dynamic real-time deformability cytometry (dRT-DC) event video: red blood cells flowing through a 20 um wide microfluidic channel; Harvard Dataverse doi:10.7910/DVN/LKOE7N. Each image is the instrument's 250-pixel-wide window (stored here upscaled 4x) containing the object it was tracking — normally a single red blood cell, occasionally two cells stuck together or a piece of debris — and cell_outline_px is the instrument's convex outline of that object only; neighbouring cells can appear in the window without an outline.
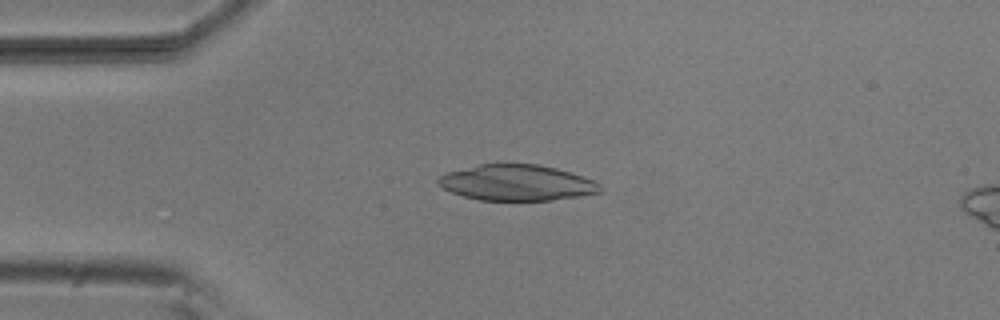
{"species": "common noctule bat (a hibernating species)", "species_latin": "Nyctalus noctula", "temperature_condition": "room temperature", "stored_images_in_passage": 40, "camera_frame_rate_fps": 3000, "um_per_image_px": 0.085, "animal": {"sex": "male", "body_mass_g": 20.5, "forearm_length_mm": 52.5}, "frame": {"image": 1, "passage_image": 7, "time_ms": 2.0, "image_size_px": [1000, 320], "cell_outline_px": [[604, 188], [600, 192], [552, 200], [480, 200], [464, 196], [452, 192], [444, 188], [436, 180], [440, 176], [448, 172], [480, 164], [536, 164], [556, 168], [592, 180], [600, 184]], "centroid_in_image_um": [43.92, 15.53], "position_along_channel_um": 41.1, "area_um2": 33.29}}